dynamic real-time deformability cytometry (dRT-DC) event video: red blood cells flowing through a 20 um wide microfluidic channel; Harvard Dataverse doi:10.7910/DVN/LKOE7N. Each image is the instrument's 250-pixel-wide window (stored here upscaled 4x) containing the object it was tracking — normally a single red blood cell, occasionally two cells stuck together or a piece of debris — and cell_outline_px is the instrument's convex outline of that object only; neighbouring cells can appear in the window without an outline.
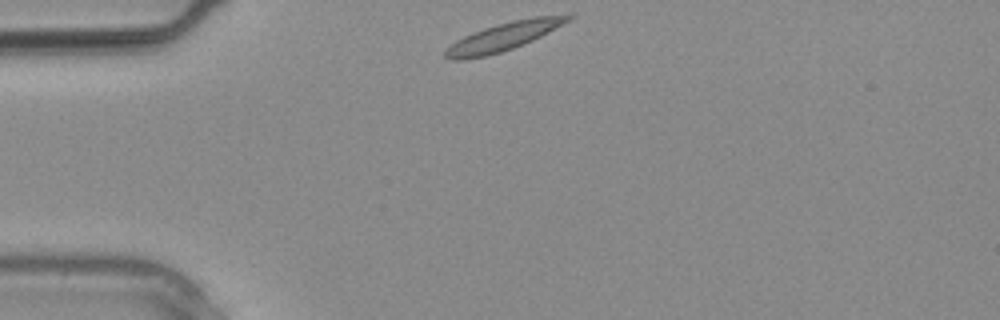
{"species": "common noctule bat (a hibernating species)", "species_latin": "Nyctalus noctula", "temperature_condition": "warm", "stored_images_in_passage": 24, "camera_frame_rate_fps": 3000, "um_per_image_px": 0.085, "animal": {"sex": "male", "body_mass_g": 20.4}, "frame": {"image": 1, "passage_image": 1, "time_ms": 0.0, "image_size_px": [1000, 320], "cell_outline_px": [[576, 16], [540, 36], [532, 40], [512, 48], [500, 52], [484, 56], [464, 60], [448, 60], [444, 56], [444, 52], [456, 40], [464, 36], [484, 28], [496, 24], [512, 20], [536, 16]], "centroid_in_image_um": [42.7, 3.13], "position_along_channel_um": 42.3, "area_um2": 19.54}}